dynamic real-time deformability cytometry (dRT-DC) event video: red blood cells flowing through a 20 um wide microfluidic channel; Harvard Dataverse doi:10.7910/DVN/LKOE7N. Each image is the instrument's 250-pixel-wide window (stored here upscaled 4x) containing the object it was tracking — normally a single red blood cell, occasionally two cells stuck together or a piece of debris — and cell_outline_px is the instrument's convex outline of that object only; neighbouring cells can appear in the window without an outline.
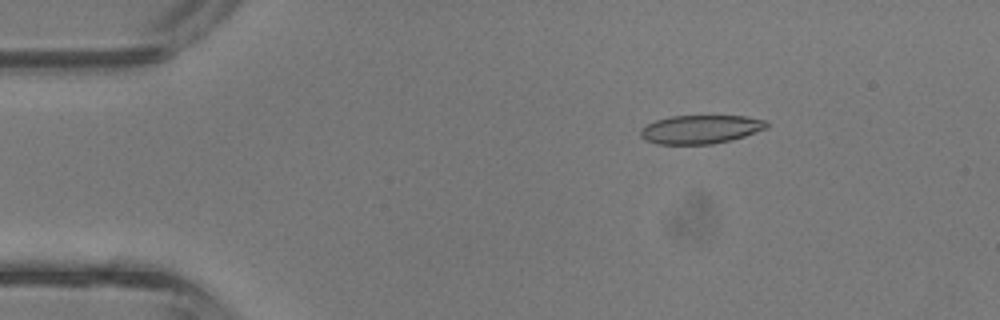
{"species": "common noctule bat (a hibernating species)", "species_latin": "Nyctalus noctula", "temperature_condition": "room temperature", "stored_images_in_passage": 3, "camera_frame_rate_fps": 3000, "um_per_image_px": 0.085, "animal": {"sex": "male", "body_mass_g": 13.3}, "frame": {"image": 1, "passage_image": 2, "time_ms": 0.333, "image_size_px": [1000, 320], "cell_outline_px": [[768, 128], [732, 140], [712, 144], [656, 144], [644, 140], [640, 136], [640, 128], [656, 120], [672, 116], [744, 116], [768, 120]], "centroid_in_image_um": [59.55, 11.0], "position_along_channel_um": 25.4, "area_um2": 21.15}}